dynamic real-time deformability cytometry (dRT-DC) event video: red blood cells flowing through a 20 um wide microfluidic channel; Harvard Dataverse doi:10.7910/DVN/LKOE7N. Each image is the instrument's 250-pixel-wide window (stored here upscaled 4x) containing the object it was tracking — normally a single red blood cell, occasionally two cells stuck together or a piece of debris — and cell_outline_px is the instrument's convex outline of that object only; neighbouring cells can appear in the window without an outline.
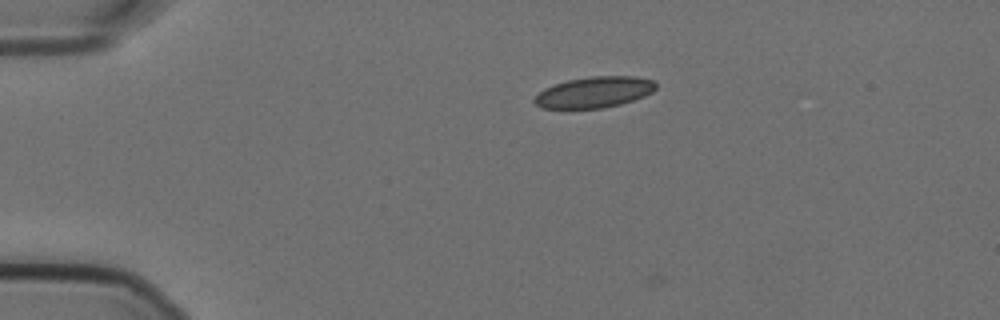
{"species": "Egyptian fruit bat (a non-hibernating species)", "species_latin": "Rousettus aegyptiacus", "temperature_condition": "cold", "stored_images_in_passage": 2, "camera_frame_rate_fps": 3000, "um_per_image_px": 0.085, "animal": {"sex": "female"}, "frame": {"image": 1, "passage_image": 1, "time_ms": 0.0, "image_size_px": [1000, 320], "cell_outline_px": [[656, 88], [652, 92], [644, 96], [620, 104], [604, 108], [544, 108], [536, 104], [532, 100], [544, 88], [552, 84], [568, 80], [588, 76], [636, 76], [652, 80], [656, 84]], "centroid_in_image_um": [50.5, 7.82], "position_along_channel_um": 34.5, "area_um2": 21.91}}